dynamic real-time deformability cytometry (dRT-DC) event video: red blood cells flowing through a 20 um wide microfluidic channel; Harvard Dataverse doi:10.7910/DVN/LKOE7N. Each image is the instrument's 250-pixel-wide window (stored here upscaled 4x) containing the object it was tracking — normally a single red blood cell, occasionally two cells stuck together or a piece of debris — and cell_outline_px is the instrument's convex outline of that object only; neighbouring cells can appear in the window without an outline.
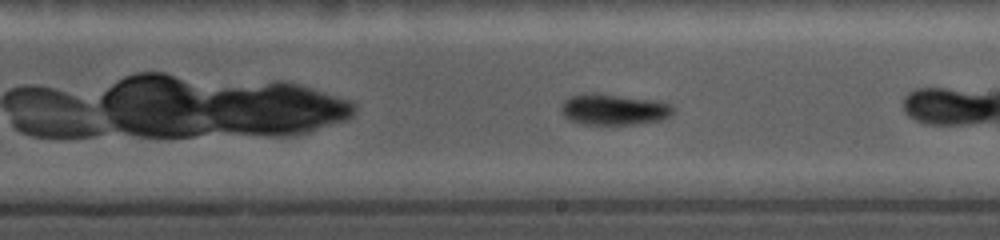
{"species": "common noctule bat (a hibernating species)", "species_latin": "Nyctalus noctula", "temperature_condition": "cold", "stored_images_in_passage": 31, "camera_frame_rate_fps": 5000, "um_per_image_px": 0.085, "animal": {"sex": "female", "body_mass_g": 19.0, "forearm_length_mm": 56.7}, "frame": {"image": 1, "passage_image": 14, "time_ms": 4.4, "image_size_px": [1000, 240], "cell_outline_px": [[676, 112], [660, 120], [632, 124], [584, 124], [568, 120], [560, 112], [560, 104], [568, 96], [588, 92], [596, 92], [656, 100], [672, 104]], "centroid_in_image_um": [52.13, 9.28], "position_along_channel_um": 236.9, "area_um2": 20.69}}